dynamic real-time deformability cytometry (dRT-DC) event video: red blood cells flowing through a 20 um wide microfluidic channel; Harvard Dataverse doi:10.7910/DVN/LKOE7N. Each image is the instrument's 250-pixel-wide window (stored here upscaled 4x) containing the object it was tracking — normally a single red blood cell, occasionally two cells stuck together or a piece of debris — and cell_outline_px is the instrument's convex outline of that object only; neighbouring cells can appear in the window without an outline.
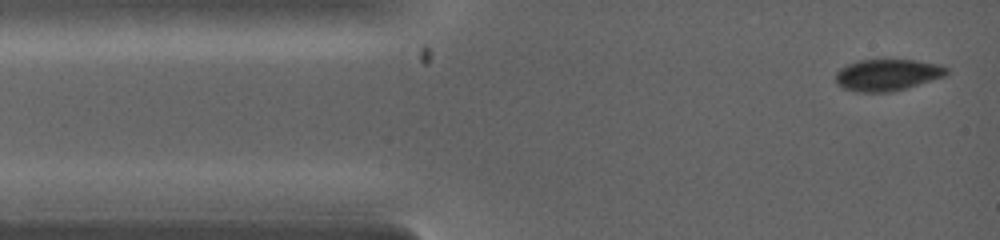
{"species": "common noctule bat (a hibernating species)", "species_latin": "Nyctalus noctula", "temperature_condition": "warm", "stored_images_in_passage": 5, "camera_frame_rate_fps": 5000, "um_per_image_px": 0.085, "animal": {"sex": "female", "body_mass_g": 19.0, "forearm_length_mm": 53.3}, "frame": {"image": 1, "passage_image": 1, "time_ms": 0.0, "image_size_px": [1000, 240], "cell_outline_px": [[948, 72], [944, 76], [892, 92], [860, 92], [844, 88], [836, 80], [836, 72], [840, 68], [848, 64], [860, 60], [912, 60], [936, 64], [948, 68]], "centroid_in_image_um": [75.41, 6.36], "position_along_channel_um": 9.6, "area_um2": 20.0}}